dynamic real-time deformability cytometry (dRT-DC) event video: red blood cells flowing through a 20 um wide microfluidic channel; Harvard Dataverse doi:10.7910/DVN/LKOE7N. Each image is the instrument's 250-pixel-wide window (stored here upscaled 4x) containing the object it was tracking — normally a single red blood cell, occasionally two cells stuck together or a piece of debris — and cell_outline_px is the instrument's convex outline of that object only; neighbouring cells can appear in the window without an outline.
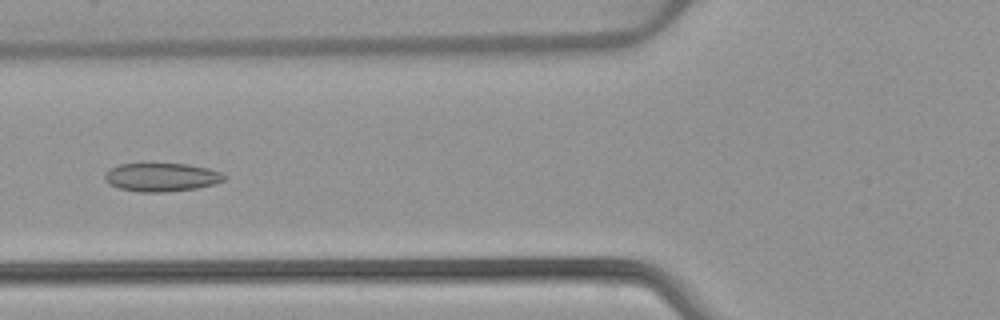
{"species": "common noctule bat (a hibernating species)", "species_latin": "Nyctalus noctula", "temperature_condition": "warm", "stored_images_in_passage": 39, "camera_frame_rate_fps": 3000, "um_per_image_px": 0.085, "animal": {"sex": "female", "body_mass_g": 22.7, "forearm_length_mm": 54.2}, "frame": {"image": 1, "passage_image": 7, "time_ms": 2.0, "image_size_px": [1000, 320], "cell_outline_px": [[228, 176], [224, 180], [216, 184], [196, 188], [164, 192], [140, 192], [120, 188], [104, 180], [104, 176], [112, 168], [120, 164], [188, 164], [208, 168], [224, 172]], "centroid_in_image_um": [13.82, 15.06], "position_along_channel_um": 112.0, "area_um2": 19.71}}
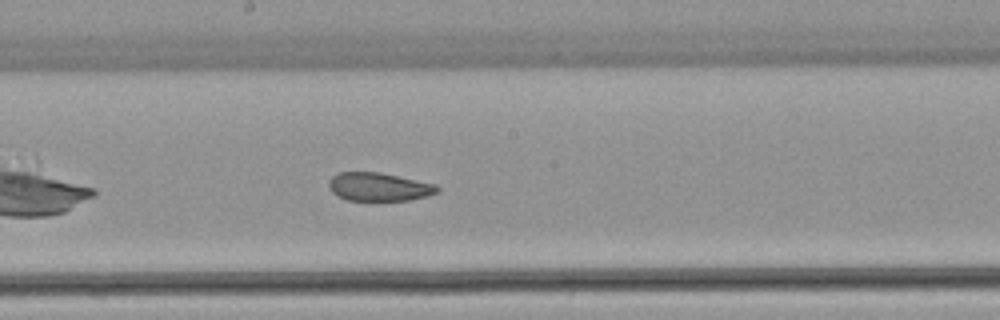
{"frame": {"image": 2, "passage_image": 15, "time_ms": 4.667, "image_size_px": [1000, 320], "cell_outline_px": [[440, 188], [436, 192], [428, 196], [408, 200], [348, 200], [336, 196], [328, 188], [328, 180], [332, 176], [340, 172], [380, 172], [436, 184]], "centroid_in_image_um": [32.17, 15.88], "position_along_channel_um": 216.0, "area_um2": 17.98}}
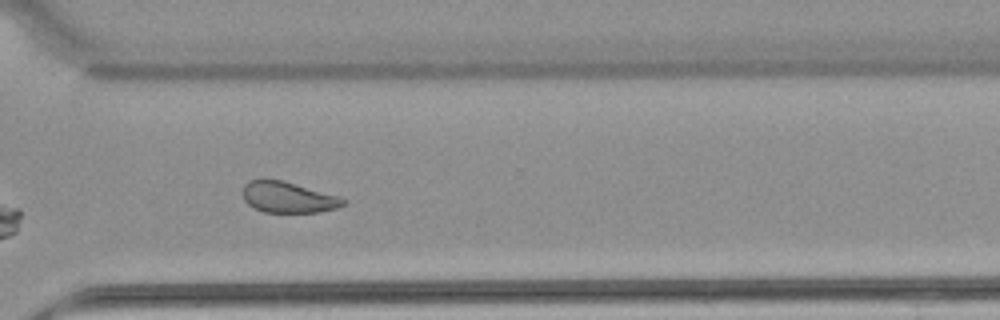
{"frame": {"image": 3, "passage_image": 25, "time_ms": 8.0, "image_size_px": [1000, 320], "cell_outline_px": [[348, 200], [344, 204], [336, 208], [320, 212], [264, 212], [248, 204], [244, 200], [244, 184], [248, 180], [284, 180], [340, 196]], "centroid_in_image_um": [24.54, 16.76], "position_along_channel_um": 346.1, "area_um2": 18.09}, "authors_computed_cell_mechanics": {"area_um2": 19.5942, "velocity_mm_per_s": 3.9044, "shape_relaxation_time_tau1_ms": null, "shape_relaxation_time_tau2_ms": 2.0093, "deformation_change_tau1": null, "deformation_change_tau2": 0.0766}}